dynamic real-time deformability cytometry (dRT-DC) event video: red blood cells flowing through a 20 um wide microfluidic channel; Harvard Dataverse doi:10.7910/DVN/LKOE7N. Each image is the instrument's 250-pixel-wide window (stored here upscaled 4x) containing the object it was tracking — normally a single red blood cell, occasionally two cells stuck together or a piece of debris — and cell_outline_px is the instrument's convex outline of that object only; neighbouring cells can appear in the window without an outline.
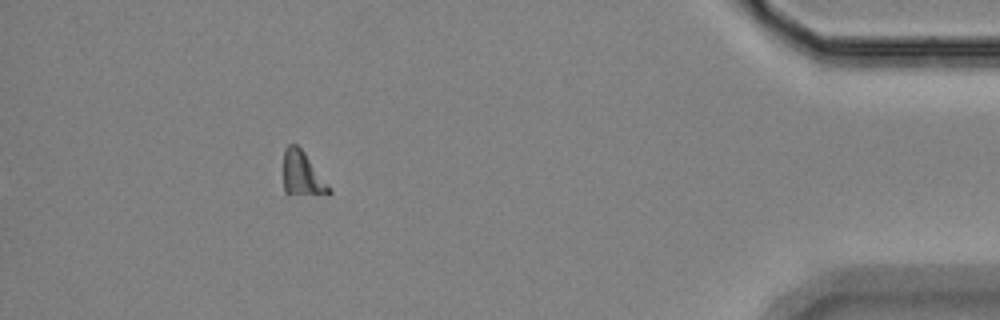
{"species": "Egyptian fruit bat (a non-hibernating species)", "species_latin": "Rousettus aegyptiacus", "temperature_condition": "room temperature", "stored_images_in_passage": 49, "segment_of_instrument_passage": [2, 2], "camera_frame_rate_fps": 3000, "um_per_image_px": 0.085, "animal": {"sex": "female"}, "frame": {"image": 1, "passage_image": 49, "time_ms": 16.0, "image_size_px": [1000, 320], "cell_outline_px": [[332, 192], [284, 192], [284, 148], [288, 144], [296, 144], [304, 152]], "centroid_in_image_um": [25.6, 14.67], "position_along_channel_um": 409.6, "area_um2": 10.69}}